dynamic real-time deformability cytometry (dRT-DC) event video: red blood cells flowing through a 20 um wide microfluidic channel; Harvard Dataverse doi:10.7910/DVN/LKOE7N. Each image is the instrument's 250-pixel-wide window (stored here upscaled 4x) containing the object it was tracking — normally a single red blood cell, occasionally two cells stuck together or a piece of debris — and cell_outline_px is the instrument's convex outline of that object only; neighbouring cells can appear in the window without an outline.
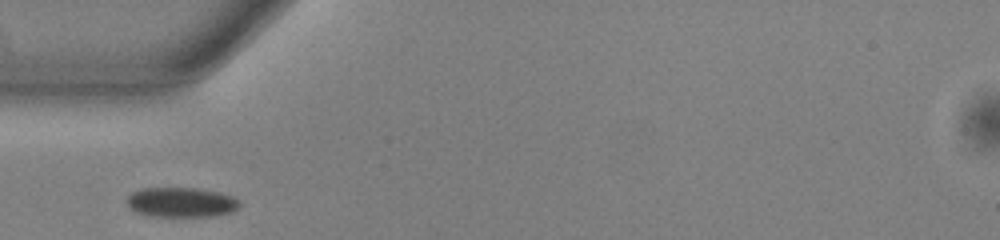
{"species": "common noctule bat (a hibernating species)", "species_latin": "Nyctalus noctula", "temperature_condition": "warm", "stored_images_in_passage": 27, "camera_frame_rate_fps": 3000, "um_per_image_px": 0.085, "animal": {"sex": "male", "body_mass_g": 13.0, "forearm_length_mm": 53.1}, "frame": {"image": 1, "passage_image": 1, "time_ms": 0.0, "image_size_px": [1000, 240], "cell_outline_px": [[240, 204], [232, 212], [216, 216], [148, 216], [136, 212], [128, 208], [128, 196], [132, 192], [144, 188], [196, 188], [220, 192], [232, 196], [240, 200]], "centroid_in_image_um": [15.41, 17.2], "position_along_channel_um": 69.6, "area_um2": 19.65}}
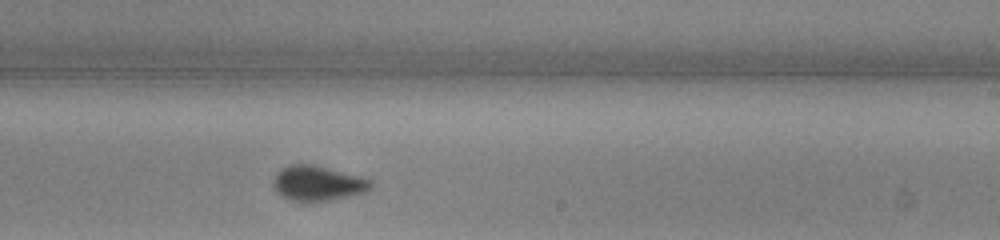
{"frame": {"image": 2, "passage_image": 16, "time_ms": 5.0, "image_size_px": [1000, 240], "cell_outline_px": [[372, 188], [368, 192], [328, 200], [288, 200], [280, 196], [272, 184], [272, 180], [280, 168], [288, 164], [312, 164], [364, 176], [372, 180]], "centroid_in_image_um": [27.03, 15.55], "position_along_channel_um": 262.0, "area_um2": 20.11}}
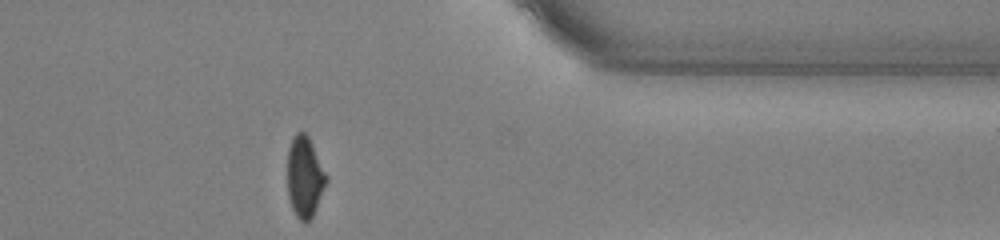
{"frame": {"image": 3, "passage_image": 27, "time_ms": 8.667, "image_size_px": [1000, 240], "cell_outline_px": [[328, 180], [316, 208], [312, 216], [304, 224], [296, 216], [292, 208], [288, 196], [288, 148], [292, 136], [296, 132], [304, 132], [308, 136], [328, 176]], "centroid_in_image_um": [25.9, 15.03], "position_along_channel_um": 385.5, "area_um2": 18.32}}